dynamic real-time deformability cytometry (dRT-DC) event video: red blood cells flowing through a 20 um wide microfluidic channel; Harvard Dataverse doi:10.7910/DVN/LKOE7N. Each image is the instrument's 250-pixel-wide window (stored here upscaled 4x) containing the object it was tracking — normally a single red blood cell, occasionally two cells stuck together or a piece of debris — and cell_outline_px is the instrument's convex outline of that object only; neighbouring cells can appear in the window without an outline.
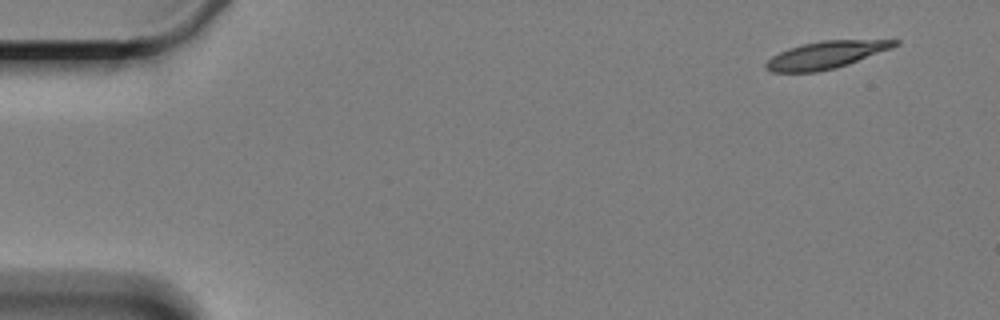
{"species": "Egyptian fruit bat (a non-hibernating species)", "species_latin": "Rousettus aegyptiacus", "temperature_condition": "cold", "stored_images_in_passage": 5, "segment_of_instrument_passage": [1, 2], "camera_frame_rate_fps": 3000, "um_per_image_px": 0.085, "animal": {"sex": "female"}, "frame": {"image": 1, "passage_image": 1, "time_ms": 0.0, "image_size_px": [1000, 320], "cell_outline_px": [[900, 44], [892, 48], [848, 64], [836, 68], [816, 72], [772, 72], [764, 68], [764, 64], [772, 56], [788, 48], [804, 44], [824, 40], [900, 40]], "centroid_in_image_um": [70.19, 4.67], "position_along_channel_um": 14.8, "area_um2": 20.4}}